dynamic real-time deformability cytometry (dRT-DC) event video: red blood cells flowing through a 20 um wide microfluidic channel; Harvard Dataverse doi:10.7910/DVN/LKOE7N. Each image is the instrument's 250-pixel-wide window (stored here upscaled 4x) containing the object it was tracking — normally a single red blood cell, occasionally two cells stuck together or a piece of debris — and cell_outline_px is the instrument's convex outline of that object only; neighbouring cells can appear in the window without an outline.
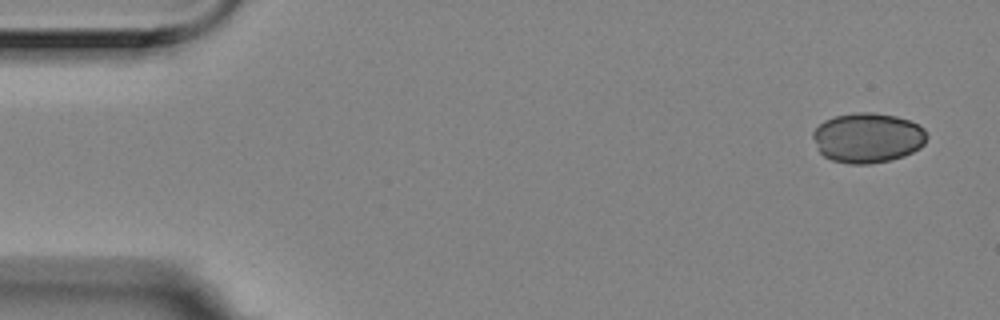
{"species": "Egyptian fruit bat (a non-hibernating species)", "species_latin": "Rousettus aegyptiacus", "temperature_condition": "room temperature", "stored_images_in_passage": 4, "camera_frame_rate_fps": 3000, "um_per_image_px": 0.085, "animal": {"sex": "female"}, "frame": {"image": 1, "passage_image": 1, "time_ms": 0.0, "image_size_px": [1000, 320], "cell_outline_px": [[928, 136], [924, 144], [920, 148], [904, 156], [892, 160], [868, 164], [848, 164], [832, 160], [824, 156], [816, 148], [812, 136], [812, 132], [824, 120], [836, 116], [856, 112], [872, 112], [896, 116], [920, 124], [924, 128]], "centroid_in_image_um": [73.76, 11.71], "position_along_channel_um": 11.2, "area_um2": 33.47}}
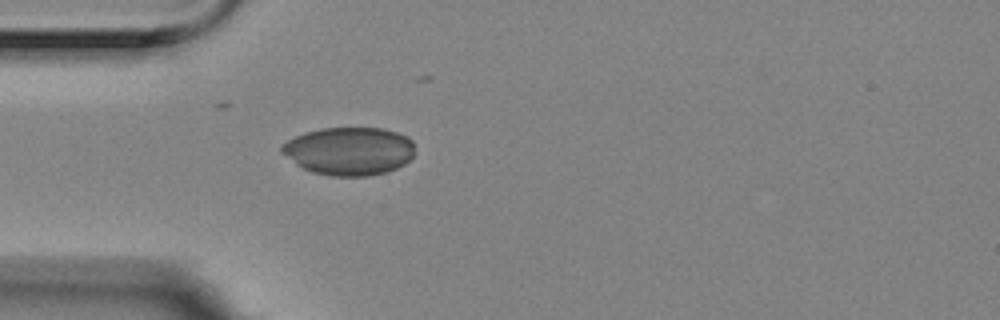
{"frame": {"image": 2, "passage_image": 4, "time_ms": 1.0, "image_size_px": [1000, 320], "cell_outline_px": [[412, 156], [404, 164], [388, 172], [368, 176], [332, 176], [312, 172], [296, 164], [280, 152], [280, 148], [288, 140], [304, 132], [320, 128], [384, 128], [408, 136], [412, 140]], "centroid_in_image_um": [29.67, 12.84], "position_along_channel_um": 55.3, "area_um2": 37.28}}